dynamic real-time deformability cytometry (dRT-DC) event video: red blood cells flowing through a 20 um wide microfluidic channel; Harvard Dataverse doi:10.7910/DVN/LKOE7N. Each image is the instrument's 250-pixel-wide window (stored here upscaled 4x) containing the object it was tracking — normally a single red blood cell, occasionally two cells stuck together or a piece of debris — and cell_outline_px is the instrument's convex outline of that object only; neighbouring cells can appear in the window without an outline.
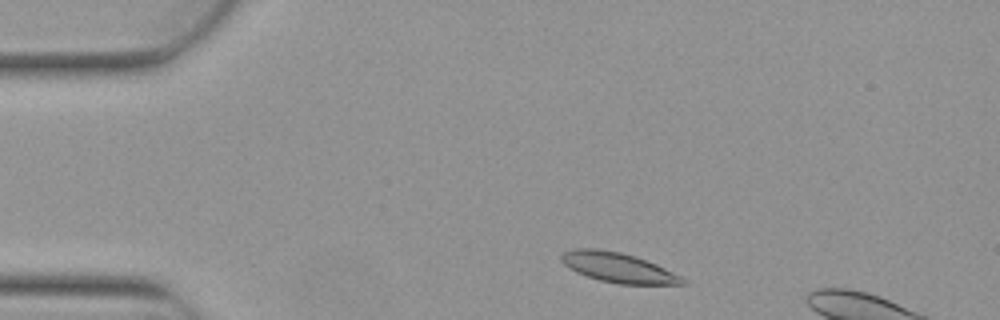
{"species": "Egyptian fruit bat (a non-hibernating species)", "species_latin": "Rousettus aegyptiacus", "temperature_condition": "warm", "stored_images_in_passage": 3, "camera_frame_rate_fps": 3000, "um_per_image_px": 0.085, "animal": {"sex": "female"}, "frame": {"image": 1, "passage_image": 1, "time_ms": 0.0, "image_size_px": [1000, 320], "cell_outline_px": [[688, 284], [616, 284], [600, 280], [576, 272], [568, 268], [560, 260], [560, 256], [564, 252], [576, 248], [596, 248], [620, 252], [636, 256], [656, 264], [680, 276]], "centroid_in_image_um": [52.5, 22.73], "position_along_channel_um": 32.5, "area_um2": 20.92}}